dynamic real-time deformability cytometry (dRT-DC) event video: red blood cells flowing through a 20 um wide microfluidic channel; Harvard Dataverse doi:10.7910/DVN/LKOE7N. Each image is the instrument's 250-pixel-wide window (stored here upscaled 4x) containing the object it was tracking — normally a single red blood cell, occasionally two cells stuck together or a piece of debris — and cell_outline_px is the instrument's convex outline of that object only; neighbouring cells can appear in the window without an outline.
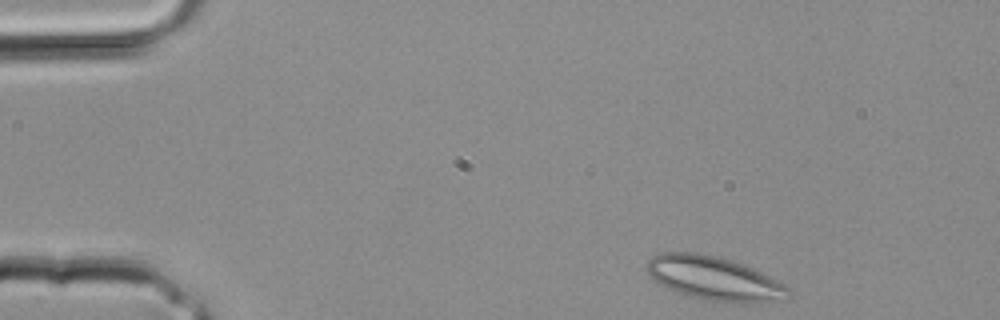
{"species": "common noctule bat (a hibernating species)", "species_latin": "Nyctalus noctula", "temperature_condition": "room temperature", "stored_images_in_passage": 31, "camera_frame_rate_fps": 3000, "um_per_image_px": 0.085, "animal": {"sex": "male", "body_mass_g": 20.4}, "frame": {"image": 1, "passage_image": 1, "time_ms": 0.0, "image_size_px": [1000, 320], "cell_outline_px": [[788, 300], [704, 300], [688, 296], [668, 288], [660, 284], [648, 276], [648, 260], [652, 256], [660, 252], [692, 252], [716, 256], [732, 260], [752, 268], [784, 284], [788, 288]], "centroid_in_image_um": [60.62, 23.62], "position_along_channel_um": 24.4, "area_um2": 35.03}}
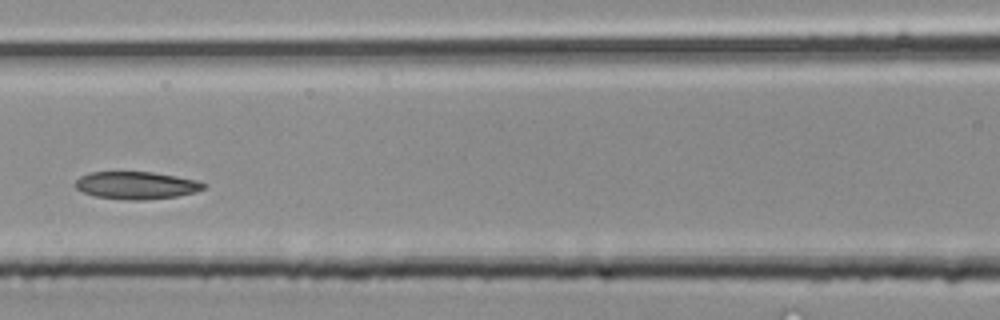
{"frame": {"image": 2, "passage_image": 12, "time_ms": 3.667, "image_size_px": [1000, 320], "cell_outline_px": [[208, 184], [204, 188], [196, 192], [176, 196], [144, 200], [128, 200], [96, 196], [84, 192], [76, 188], [72, 184], [80, 176], [88, 172], [152, 172], [200, 180]], "centroid_in_image_um": [11.6, 15.74], "position_along_channel_um": 155.0, "area_um2": 20.69}}
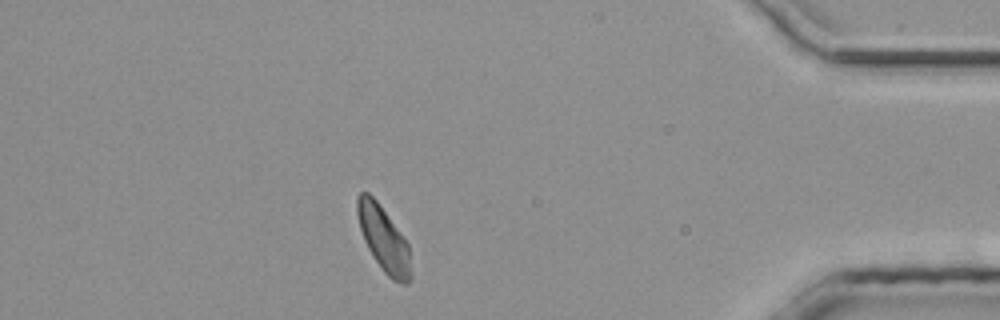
{"frame": {"image": 3, "passage_image": 27, "time_ms": 8.667, "image_size_px": [1000, 320], "cell_outline_px": [[412, 276], [408, 284], [404, 284], [392, 280], [380, 268], [368, 248], [364, 240], [360, 228], [356, 212], [356, 200], [360, 192], [368, 192], [376, 200], [408, 244], [412, 272]], "centroid_in_image_um": [32.61, 20.35], "position_along_channel_um": 402.6, "area_um2": 20.17}}